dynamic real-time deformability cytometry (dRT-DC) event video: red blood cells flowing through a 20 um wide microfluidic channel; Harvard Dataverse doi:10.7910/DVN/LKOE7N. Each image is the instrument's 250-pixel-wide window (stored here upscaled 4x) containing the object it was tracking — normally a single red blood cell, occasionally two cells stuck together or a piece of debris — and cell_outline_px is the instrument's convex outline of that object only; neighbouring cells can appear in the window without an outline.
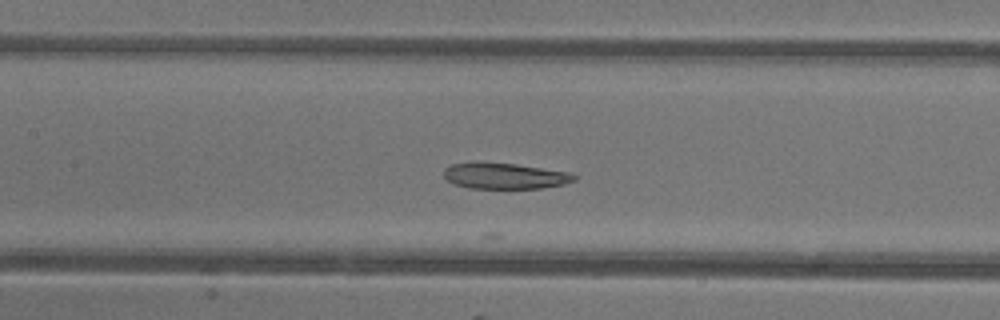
{"species": "common noctule bat (a hibernating species)", "species_latin": "Nyctalus noctula", "temperature_condition": "warm", "stored_images_in_passage": 14, "camera_frame_rate_fps": 3000, "um_per_image_px": 0.085, "animal": {"sex": "female"}, "frame": {"image": 1, "passage_image": 10, "time_ms": 3.0, "image_size_px": [1000, 320], "cell_outline_px": [[576, 180], [564, 184], [540, 188], [468, 188], [456, 184], [448, 180], [444, 176], [444, 168], [452, 164], [472, 160], [476, 160], [516, 164], [568, 172], [576, 176]], "centroid_in_image_um": [42.84, 14.92], "position_along_channel_um": 164.6, "area_um2": 20.0}}
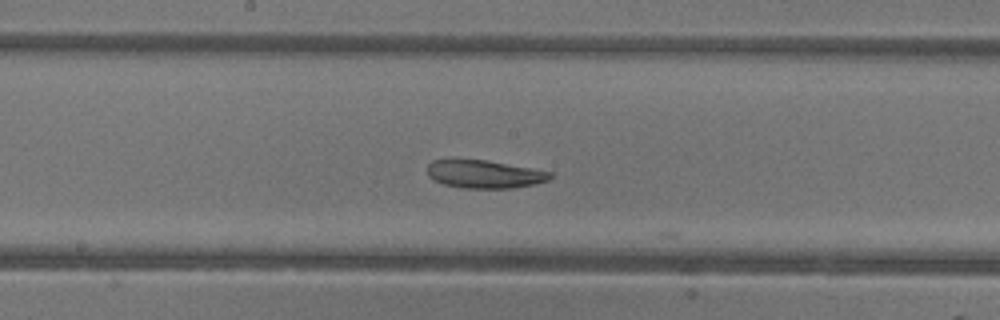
{"frame": {"image": 2, "passage_image": 13, "time_ms": 4.0, "image_size_px": [1000, 320], "cell_outline_px": [[552, 176], [548, 180], [532, 184], [512, 188], [464, 188], [444, 184], [428, 176], [428, 164], [432, 160], [452, 156], [484, 160], [552, 172]], "centroid_in_image_um": [41.07, 14.76], "position_along_channel_um": 207.1, "area_um2": 20.35}}